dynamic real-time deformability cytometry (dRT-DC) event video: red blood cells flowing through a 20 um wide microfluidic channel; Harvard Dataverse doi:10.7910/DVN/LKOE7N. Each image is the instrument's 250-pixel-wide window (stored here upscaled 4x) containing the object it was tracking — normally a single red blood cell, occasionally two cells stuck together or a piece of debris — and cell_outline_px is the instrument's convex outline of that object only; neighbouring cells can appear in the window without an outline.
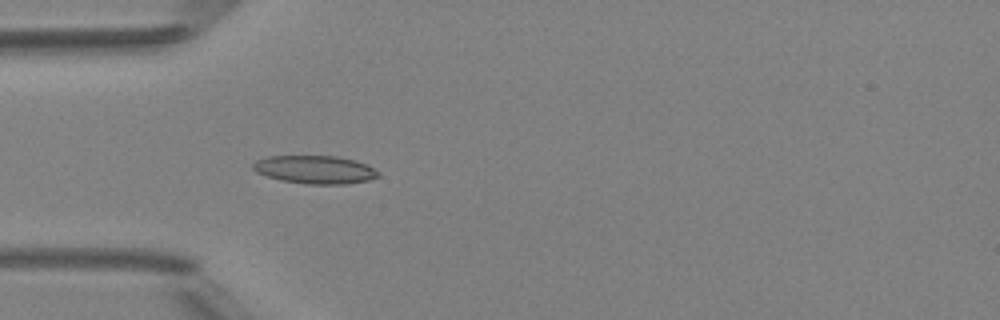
{"species": "Egyptian fruit bat (a non-hibernating species)", "species_latin": "Rousettus aegyptiacus", "temperature_condition": "room temperature", "stored_images_in_passage": 5, "camera_frame_rate_fps": 3000, "um_per_image_px": 0.085, "animal": {"sex": "female"}, "frame": {"image": 1, "passage_image": 5, "time_ms": 4.667, "image_size_px": [1000, 320], "cell_outline_px": [[380, 176], [368, 180], [344, 184], [308, 184], [280, 180], [256, 172], [252, 168], [252, 164], [256, 160], [268, 156], [336, 156], [356, 160], [380, 172]], "centroid_in_image_um": [26.76, 14.41], "position_along_channel_um": 58.2, "area_um2": 20.46}}